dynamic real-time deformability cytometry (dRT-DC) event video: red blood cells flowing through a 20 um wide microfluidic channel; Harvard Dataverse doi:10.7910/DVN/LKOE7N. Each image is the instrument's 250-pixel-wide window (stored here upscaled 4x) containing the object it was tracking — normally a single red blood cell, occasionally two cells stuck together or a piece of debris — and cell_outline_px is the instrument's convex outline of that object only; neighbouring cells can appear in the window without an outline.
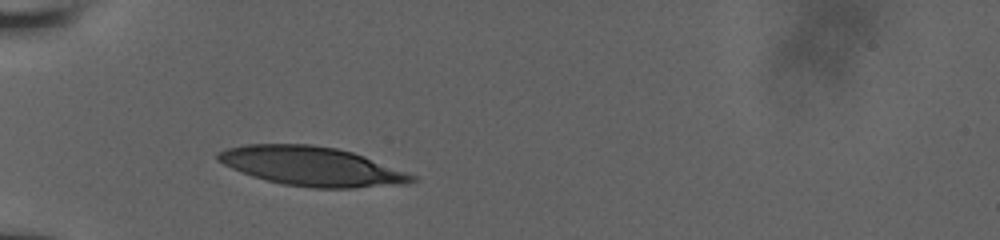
{"species": "human", "species_latin": "Homo sapiens", "temperature_condition": "room temperature", "stored_images_in_passage": 2, "camera_frame_rate_fps": 3000, "um_per_image_px": 0.085, "donor": {"sex": "male"}, "frame": {"image": 1, "passage_image": 1, "time_ms": 0.0, "image_size_px": [1000, 240], "cell_outline_px": [[416, 180], [408, 184], [352, 188], [312, 188], [284, 184], [252, 176], [232, 168], [216, 160], [216, 152], [228, 148], [244, 144], [312, 144], [336, 148], [352, 152], [364, 156], [416, 176]], "centroid_in_image_um": [26.48, 14.13], "position_along_channel_um": 58.5, "area_um2": 44.16}}
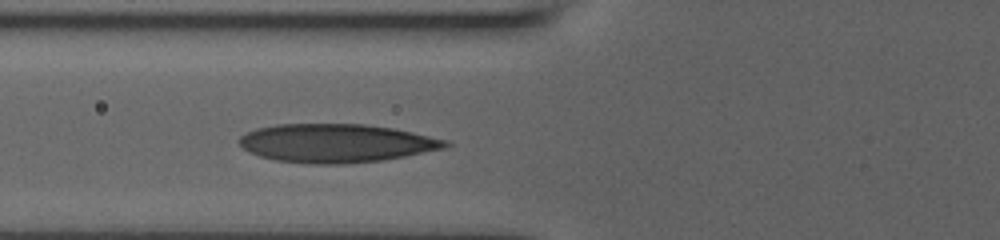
{"frame": {"image": 2, "passage_image": 2, "time_ms": 1.333, "image_size_px": [1000, 240], "cell_outline_px": [[452, 144], [448, 148], [384, 160], [344, 164], [308, 164], [276, 160], [260, 156], [248, 152], [236, 140], [240, 136], [256, 128], [276, 124], [364, 124], [392, 128], [412, 132], [448, 140]], "centroid_in_image_um": [28.59, 12.17], "position_along_channel_um": 97.2, "area_um2": 46.59}}